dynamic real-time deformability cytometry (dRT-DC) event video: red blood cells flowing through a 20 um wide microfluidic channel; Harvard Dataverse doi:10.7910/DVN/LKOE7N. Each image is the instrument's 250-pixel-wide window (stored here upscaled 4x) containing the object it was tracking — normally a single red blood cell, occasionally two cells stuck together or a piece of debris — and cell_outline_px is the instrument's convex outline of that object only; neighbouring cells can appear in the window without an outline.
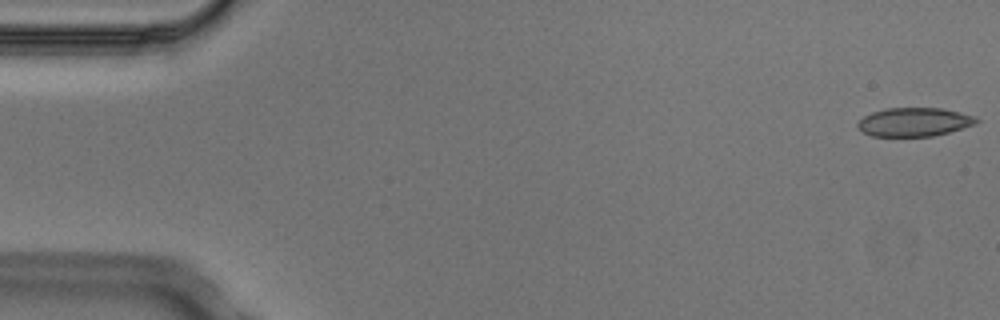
{"species": "Egyptian fruit bat (a non-hibernating species)", "species_latin": "Rousettus aegyptiacus", "temperature_condition": "cold", "stored_images_in_passage": 4, "camera_frame_rate_fps": 3000, "um_per_image_px": 0.085, "animal": {"sex": "male"}, "frame": {"image": 1, "passage_image": 1, "time_ms": 0.0, "image_size_px": [1000, 320], "cell_outline_px": [[980, 120], [976, 124], [948, 132], [932, 136], [872, 136], [864, 132], [856, 124], [864, 116], [872, 112], [884, 108], [940, 108], [960, 112], [976, 116]], "centroid_in_image_um": [77.73, 10.36], "position_along_channel_um": 7.3, "area_um2": 19.77}}